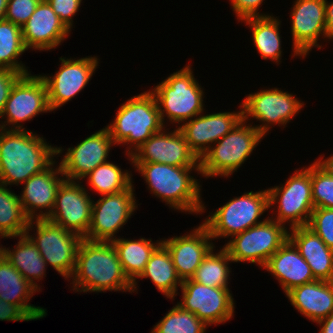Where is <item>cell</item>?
Here are the masks:
<instances>
[{
    "instance_id": "obj_1",
    "label": "cell",
    "mask_w": 333,
    "mask_h": 333,
    "mask_svg": "<svg viewBox=\"0 0 333 333\" xmlns=\"http://www.w3.org/2000/svg\"><path fill=\"white\" fill-rule=\"evenodd\" d=\"M64 149L53 147L31 130L0 128V184L19 185L47 169Z\"/></svg>"
},
{
    "instance_id": "obj_2",
    "label": "cell",
    "mask_w": 333,
    "mask_h": 333,
    "mask_svg": "<svg viewBox=\"0 0 333 333\" xmlns=\"http://www.w3.org/2000/svg\"><path fill=\"white\" fill-rule=\"evenodd\" d=\"M76 292L123 291L132 293L133 283L125 275L116 248L111 241L80 242L72 277Z\"/></svg>"
},
{
    "instance_id": "obj_3",
    "label": "cell",
    "mask_w": 333,
    "mask_h": 333,
    "mask_svg": "<svg viewBox=\"0 0 333 333\" xmlns=\"http://www.w3.org/2000/svg\"><path fill=\"white\" fill-rule=\"evenodd\" d=\"M151 194L169 207L188 214H202L206 210L201 200L199 181L189 175L192 170L200 174V166H172L160 163H132Z\"/></svg>"
},
{
    "instance_id": "obj_4",
    "label": "cell",
    "mask_w": 333,
    "mask_h": 333,
    "mask_svg": "<svg viewBox=\"0 0 333 333\" xmlns=\"http://www.w3.org/2000/svg\"><path fill=\"white\" fill-rule=\"evenodd\" d=\"M106 127L115 145L129 144L125 152L131 164V155L153 134L165 128L150 90L125 101L119 107L114 121Z\"/></svg>"
},
{
    "instance_id": "obj_5",
    "label": "cell",
    "mask_w": 333,
    "mask_h": 333,
    "mask_svg": "<svg viewBox=\"0 0 333 333\" xmlns=\"http://www.w3.org/2000/svg\"><path fill=\"white\" fill-rule=\"evenodd\" d=\"M201 87L188 64L150 90L156 99L164 126L168 119L171 124L178 123L177 127H180V123L204 112V91Z\"/></svg>"
},
{
    "instance_id": "obj_6",
    "label": "cell",
    "mask_w": 333,
    "mask_h": 333,
    "mask_svg": "<svg viewBox=\"0 0 333 333\" xmlns=\"http://www.w3.org/2000/svg\"><path fill=\"white\" fill-rule=\"evenodd\" d=\"M264 136L243 118L199 160L203 177H229L253 153Z\"/></svg>"
},
{
    "instance_id": "obj_7",
    "label": "cell",
    "mask_w": 333,
    "mask_h": 333,
    "mask_svg": "<svg viewBox=\"0 0 333 333\" xmlns=\"http://www.w3.org/2000/svg\"><path fill=\"white\" fill-rule=\"evenodd\" d=\"M269 209L268 191L246 192L234 197L203 221L212 239L231 238L256 224L263 222L259 218Z\"/></svg>"
},
{
    "instance_id": "obj_8",
    "label": "cell",
    "mask_w": 333,
    "mask_h": 333,
    "mask_svg": "<svg viewBox=\"0 0 333 333\" xmlns=\"http://www.w3.org/2000/svg\"><path fill=\"white\" fill-rule=\"evenodd\" d=\"M271 217L232 236L223 246L233 263L250 262L264 267L268 259L289 239L287 226Z\"/></svg>"
},
{
    "instance_id": "obj_9",
    "label": "cell",
    "mask_w": 333,
    "mask_h": 333,
    "mask_svg": "<svg viewBox=\"0 0 333 333\" xmlns=\"http://www.w3.org/2000/svg\"><path fill=\"white\" fill-rule=\"evenodd\" d=\"M269 208L277 204L274 221L285 225L290 223V228L307 226L314 203L312 200L311 165L295 170L293 175L281 186L267 189ZM278 212V213H277ZM277 213V214H276Z\"/></svg>"
},
{
    "instance_id": "obj_10",
    "label": "cell",
    "mask_w": 333,
    "mask_h": 333,
    "mask_svg": "<svg viewBox=\"0 0 333 333\" xmlns=\"http://www.w3.org/2000/svg\"><path fill=\"white\" fill-rule=\"evenodd\" d=\"M34 228L35 238L29 234ZM25 234L34 243L47 265L50 264L64 279L72 277L76 267L77 251L83 240L80 235L65 230L47 219L30 220Z\"/></svg>"
},
{
    "instance_id": "obj_11",
    "label": "cell",
    "mask_w": 333,
    "mask_h": 333,
    "mask_svg": "<svg viewBox=\"0 0 333 333\" xmlns=\"http://www.w3.org/2000/svg\"><path fill=\"white\" fill-rule=\"evenodd\" d=\"M303 106L304 102L295 98L292 93L279 90V88H269L248 94L239 107L242 108V116L245 121L254 118L262 122V124L254 126L265 137L272 128L270 126H274V124L285 128Z\"/></svg>"
},
{
    "instance_id": "obj_12",
    "label": "cell",
    "mask_w": 333,
    "mask_h": 333,
    "mask_svg": "<svg viewBox=\"0 0 333 333\" xmlns=\"http://www.w3.org/2000/svg\"><path fill=\"white\" fill-rule=\"evenodd\" d=\"M47 87L40 75H23L13 86L0 116L4 119L0 128L5 130H26L20 124L40 113L50 112ZM12 125V127L8 126Z\"/></svg>"
},
{
    "instance_id": "obj_13",
    "label": "cell",
    "mask_w": 333,
    "mask_h": 333,
    "mask_svg": "<svg viewBox=\"0 0 333 333\" xmlns=\"http://www.w3.org/2000/svg\"><path fill=\"white\" fill-rule=\"evenodd\" d=\"M181 290L182 299L177 304L207 326L223 324L234 315L235 303L229 288L209 287L187 279L182 281Z\"/></svg>"
},
{
    "instance_id": "obj_14",
    "label": "cell",
    "mask_w": 333,
    "mask_h": 333,
    "mask_svg": "<svg viewBox=\"0 0 333 333\" xmlns=\"http://www.w3.org/2000/svg\"><path fill=\"white\" fill-rule=\"evenodd\" d=\"M133 184L126 190L103 195L93 201L92 220L85 239L91 241H112L133 212L137 209ZM118 231V232H117Z\"/></svg>"
},
{
    "instance_id": "obj_15",
    "label": "cell",
    "mask_w": 333,
    "mask_h": 333,
    "mask_svg": "<svg viewBox=\"0 0 333 333\" xmlns=\"http://www.w3.org/2000/svg\"><path fill=\"white\" fill-rule=\"evenodd\" d=\"M81 184L67 179L62 182L47 220L84 238L91 224L94 200Z\"/></svg>"
},
{
    "instance_id": "obj_16",
    "label": "cell",
    "mask_w": 333,
    "mask_h": 333,
    "mask_svg": "<svg viewBox=\"0 0 333 333\" xmlns=\"http://www.w3.org/2000/svg\"><path fill=\"white\" fill-rule=\"evenodd\" d=\"M61 67L53 76L40 75L47 87L51 112L66 104L89 83L99 64L96 56L71 59L60 57Z\"/></svg>"
},
{
    "instance_id": "obj_17",
    "label": "cell",
    "mask_w": 333,
    "mask_h": 333,
    "mask_svg": "<svg viewBox=\"0 0 333 333\" xmlns=\"http://www.w3.org/2000/svg\"><path fill=\"white\" fill-rule=\"evenodd\" d=\"M292 6V57L305 58L313 47L322 48L320 36L326 38L325 0H295Z\"/></svg>"
},
{
    "instance_id": "obj_18",
    "label": "cell",
    "mask_w": 333,
    "mask_h": 333,
    "mask_svg": "<svg viewBox=\"0 0 333 333\" xmlns=\"http://www.w3.org/2000/svg\"><path fill=\"white\" fill-rule=\"evenodd\" d=\"M163 128L147 139L131 156L132 163H160L172 166H200L199 159L190 150L178 129ZM167 132V133H166Z\"/></svg>"
},
{
    "instance_id": "obj_19",
    "label": "cell",
    "mask_w": 333,
    "mask_h": 333,
    "mask_svg": "<svg viewBox=\"0 0 333 333\" xmlns=\"http://www.w3.org/2000/svg\"><path fill=\"white\" fill-rule=\"evenodd\" d=\"M115 146L107 127L85 138L75 147L67 149L59 163L67 180L81 181L97 166L107 161L111 147Z\"/></svg>"
},
{
    "instance_id": "obj_20",
    "label": "cell",
    "mask_w": 333,
    "mask_h": 333,
    "mask_svg": "<svg viewBox=\"0 0 333 333\" xmlns=\"http://www.w3.org/2000/svg\"><path fill=\"white\" fill-rule=\"evenodd\" d=\"M201 113L182 123L178 129L185 137L190 150L200 160L212 144L228 134L243 118L242 109L233 112Z\"/></svg>"
},
{
    "instance_id": "obj_21",
    "label": "cell",
    "mask_w": 333,
    "mask_h": 333,
    "mask_svg": "<svg viewBox=\"0 0 333 333\" xmlns=\"http://www.w3.org/2000/svg\"><path fill=\"white\" fill-rule=\"evenodd\" d=\"M212 240L208 229L202 223L184 236L161 240L170 252L181 281L194 276L203 259L215 248Z\"/></svg>"
},
{
    "instance_id": "obj_22",
    "label": "cell",
    "mask_w": 333,
    "mask_h": 333,
    "mask_svg": "<svg viewBox=\"0 0 333 333\" xmlns=\"http://www.w3.org/2000/svg\"><path fill=\"white\" fill-rule=\"evenodd\" d=\"M55 163L57 162L54 160L47 169L31 176L23 183L24 189L18 197L30 220L47 219L52 212L57 191L66 179L60 165L54 166ZM42 209L44 212L41 211ZM37 211L39 212L37 213Z\"/></svg>"
},
{
    "instance_id": "obj_23",
    "label": "cell",
    "mask_w": 333,
    "mask_h": 333,
    "mask_svg": "<svg viewBox=\"0 0 333 333\" xmlns=\"http://www.w3.org/2000/svg\"><path fill=\"white\" fill-rule=\"evenodd\" d=\"M26 49L49 51L57 48L70 34L47 0H41L33 14L21 27Z\"/></svg>"
},
{
    "instance_id": "obj_24",
    "label": "cell",
    "mask_w": 333,
    "mask_h": 333,
    "mask_svg": "<svg viewBox=\"0 0 333 333\" xmlns=\"http://www.w3.org/2000/svg\"><path fill=\"white\" fill-rule=\"evenodd\" d=\"M263 268L278 280L285 294L297 286L316 280L310 266L289 239L268 259Z\"/></svg>"
},
{
    "instance_id": "obj_25",
    "label": "cell",
    "mask_w": 333,
    "mask_h": 333,
    "mask_svg": "<svg viewBox=\"0 0 333 333\" xmlns=\"http://www.w3.org/2000/svg\"><path fill=\"white\" fill-rule=\"evenodd\" d=\"M289 240L311 268L316 280L333 281V249L307 226L289 229Z\"/></svg>"
},
{
    "instance_id": "obj_26",
    "label": "cell",
    "mask_w": 333,
    "mask_h": 333,
    "mask_svg": "<svg viewBox=\"0 0 333 333\" xmlns=\"http://www.w3.org/2000/svg\"><path fill=\"white\" fill-rule=\"evenodd\" d=\"M285 295L291 305L312 322L317 323L333 312V281L314 280Z\"/></svg>"
},
{
    "instance_id": "obj_27",
    "label": "cell",
    "mask_w": 333,
    "mask_h": 333,
    "mask_svg": "<svg viewBox=\"0 0 333 333\" xmlns=\"http://www.w3.org/2000/svg\"><path fill=\"white\" fill-rule=\"evenodd\" d=\"M39 292L0 252V299L18 305L32 320L46 317L47 310L29 303Z\"/></svg>"
},
{
    "instance_id": "obj_28",
    "label": "cell",
    "mask_w": 333,
    "mask_h": 333,
    "mask_svg": "<svg viewBox=\"0 0 333 333\" xmlns=\"http://www.w3.org/2000/svg\"><path fill=\"white\" fill-rule=\"evenodd\" d=\"M18 238L20 239L15 245L16 248L10 250L1 245L0 252L30 284L40 291V286L36 283V280L39 282L44 278V275L46 276V261L26 234L20 235Z\"/></svg>"
},
{
    "instance_id": "obj_29",
    "label": "cell",
    "mask_w": 333,
    "mask_h": 333,
    "mask_svg": "<svg viewBox=\"0 0 333 333\" xmlns=\"http://www.w3.org/2000/svg\"><path fill=\"white\" fill-rule=\"evenodd\" d=\"M116 248L123 271L133 283V292L137 291L136 280L144 271L147 262L154 250L162 243L161 240L153 243L151 239L140 238L139 240H128L116 238L111 241Z\"/></svg>"
},
{
    "instance_id": "obj_30",
    "label": "cell",
    "mask_w": 333,
    "mask_h": 333,
    "mask_svg": "<svg viewBox=\"0 0 333 333\" xmlns=\"http://www.w3.org/2000/svg\"><path fill=\"white\" fill-rule=\"evenodd\" d=\"M138 278H149L164 296L173 300L178 294V287L182 284L170 252L162 243L151 254L144 271Z\"/></svg>"
},
{
    "instance_id": "obj_31",
    "label": "cell",
    "mask_w": 333,
    "mask_h": 333,
    "mask_svg": "<svg viewBox=\"0 0 333 333\" xmlns=\"http://www.w3.org/2000/svg\"><path fill=\"white\" fill-rule=\"evenodd\" d=\"M241 22L251 27L252 40L258 53L266 60L280 64L282 59L280 25L281 21L273 15L252 17Z\"/></svg>"
},
{
    "instance_id": "obj_32",
    "label": "cell",
    "mask_w": 333,
    "mask_h": 333,
    "mask_svg": "<svg viewBox=\"0 0 333 333\" xmlns=\"http://www.w3.org/2000/svg\"><path fill=\"white\" fill-rule=\"evenodd\" d=\"M18 196L0 184V239L16 238L26 233L30 219Z\"/></svg>"
},
{
    "instance_id": "obj_33",
    "label": "cell",
    "mask_w": 333,
    "mask_h": 333,
    "mask_svg": "<svg viewBox=\"0 0 333 333\" xmlns=\"http://www.w3.org/2000/svg\"><path fill=\"white\" fill-rule=\"evenodd\" d=\"M26 50L22 28L9 20H0V68L29 74L25 64L17 60Z\"/></svg>"
},
{
    "instance_id": "obj_34",
    "label": "cell",
    "mask_w": 333,
    "mask_h": 333,
    "mask_svg": "<svg viewBox=\"0 0 333 333\" xmlns=\"http://www.w3.org/2000/svg\"><path fill=\"white\" fill-rule=\"evenodd\" d=\"M132 176L128 170L122 171L117 164L108 161L97 166L85 178L91 189L103 196L128 189L133 184Z\"/></svg>"
},
{
    "instance_id": "obj_35",
    "label": "cell",
    "mask_w": 333,
    "mask_h": 333,
    "mask_svg": "<svg viewBox=\"0 0 333 333\" xmlns=\"http://www.w3.org/2000/svg\"><path fill=\"white\" fill-rule=\"evenodd\" d=\"M212 249L196 269L193 281L209 287L229 288V262H233L228 252L222 247L218 253Z\"/></svg>"
},
{
    "instance_id": "obj_36",
    "label": "cell",
    "mask_w": 333,
    "mask_h": 333,
    "mask_svg": "<svg viewBox=\"0 0 333 333\" xmlns=\"http://www.w3.org/2000/svg\"><path fill=\"white\" fill-rule=\"evenodd\" d=\"M207 327L194 313L176 304L153 327L151 333H205Z\"/></svg>"
},
{
    "instance_id": "obj_37",
    "label": "cell",
    "mask_w": 333,
    "mask_h": 333,
    "mask_svg": "<svg viewBox=\"0 0 333 333\" xmlns=\"http://www.w3.org/2000/svg\"><path fill=\"white\" fill-rule=\"evenodd\" d=\"M311 185L314 208H333V176L317 159L311 164Z\"/></svg>"
},
{
    "instance_id": "obj_38",
    "label": "cell",
    "mask_w": 333,
    "mask_h": 333,
    "mask_svg": "<svg viewBox=\"0 0 333 333\" xmlns=\"http://www.w3.org/2000/svg\"><path fill=\"white\" fill-rule=\"evenodd\" d=\"M307 227L333 249V208H314Z\"/></svg>"
},
{
    "instance_id": "obj_39",
    "label": "cell",
    "mask_w": 333,
    "mask_h": 333,
    "mask_svg": "<svg viewBox=\"0 0 333 333\" xmlns=\"http://www.w3.org/2000/svg\"><path fill=\"white\" fill-rule=\"evenodd\" d=\"M41 0H8L4 19L22 27Z\"/></svg>"
},
{
    "instance_id": "obj_40",
    "label": "cell",
    "mask_w": 333,
    "mask_h": 333,
    "mask_svg": "<svg viewBox=\"0 0 333 333\" xmlns=\"http://www.w3.org/2000/svg\"><path fill=\"white\" fill-rule=\"evenodd\" d=\"M51 5L53 11L65 26L71 31L73 26V18L79 8L81 7L82 0H47Z\"/></svg>"
},
{
    "instance_id": "obj_41",
    "label": "cell",
    "mask_w": 333,
    "mask_h": 333,
    "mask_svg": "<svg viewBox=\"0 0 333 333\" xmlns=\"http://www.w3.org/2000/svg\"><path fill=\"white\" fill-rule=\"evenodd\" d=\"M231 1L233 12L237 16L238 22L252 17H265L270 14L258 12L264 0H229Z\"/></svg>"
},
{
    "instance_id": "obj_42",
    "label": "cell",
    "mask_w": 333,
    "mask_h": 333,
    "mask_svg": "<svg viewBox=\"0 0 333 333\" xmlns=\"http://www.w3.org/2000/svg\"><path fill=\"white\" fill-rule=\"evenodd\" d=\"M22 76L20 72L0 68V116L13 86Z\"/></svg>"
},
{
    "instance_id": "obj_43",
    "label": "cell",
    "mask_w": 333,
    "mask_h": 333,
    "mask_svg": "<svg viewBox=\"0 0 333 333\" xmlns=\"http://www.w3.org/2000/svg\"><path fill=\"white\" fill-rule=\"evenodd\" d=\"M0 321H32V319L18 305L0 299Z\"/></svg>"
},
{
    "instance_id": "obj_44",
    "label": "cell",
    "mask_w": 333,
    "mask_h": 333,
    "mask_svg": "<svg viewBox=\"0 0 333 333\" xmlns=\"http://www.w3.org/2000/svg\"><path fill=\"white\" fill-rule=\"evenodd\" d=\"M325 15H326V38L333 40V1L325 0Z\"/></svg>"
},
{
    "instance_id": "obj_45",
    "label": "cell",
    "mask_w": 333,
    "mask_h": 333,
    "mask_svg": "<svg viewBox=\"0 0 333 333\" xmlns=\"http://www.w3.org/2000/svg\"><path fill=\"white\" fill-rule=\"evenodd\" d=\"M321 327L319 333H333V312L317 322Z\"/></svg>"
},
{
    "instance_id": "obj_46",
    "label": "cell",
    "mask_w": 333,
    "mask_h": 333,
    "mask_svg": "<svg viewBox=\"0 0 333 333\" xmlns=\"http://www.w3.org/2000/svg\"><path fill=\"white\" fill-rule=\"evenodd\" d=\"M324 156L318 158L317 160L328 170V172L333 176V154L327 159H323Z\"/></svg>"
},
{
    "instance_id": "obj_47",
    "label": "cell",
    "mask_w": 333,
    "mask_h": 333,
    "mask_svg": "<svg viewBox=\"0 0 333 333\" xmlns=\"http://www.w3.org/2000/svg\"><path fill=\"white\" fill-rule=\"evenodd\" d=\"M8 0H0V20L4 19Z\"/></svg>"
}]
</instances>
